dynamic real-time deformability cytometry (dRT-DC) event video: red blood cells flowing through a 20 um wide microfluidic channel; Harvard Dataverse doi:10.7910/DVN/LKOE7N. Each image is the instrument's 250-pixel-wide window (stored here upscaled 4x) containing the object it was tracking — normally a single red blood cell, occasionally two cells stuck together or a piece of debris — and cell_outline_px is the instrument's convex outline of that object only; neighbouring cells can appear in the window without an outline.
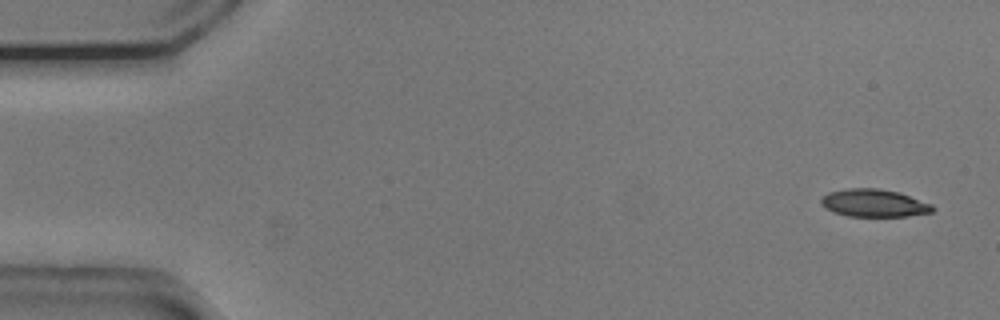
{"species": "common noctule bat (a hibernating species)", "species_latin": "Nyctalus noctula", "temperature_condition": "cold", "stored_images_in_passage": 53, "camera_frame_rate_fps": 3000, "um_per_image_px": 0.085, "animal": {"sex": "male", "body_mass_g": 20.5, "forearm_length_mm": 52.5}, "frame": {"image": 1, "passage_image": 2, "time_ms": 0.333, "image_size_px": [1000, 320], "cell_outline_px": [[936, 208], [932, 212], [908, 216], [848, 216], [832, 212], [824, 208], [820, 204], [820, 200], [828, 192], [848, 188], [880, 188], [900, 192], [932, 204]], "centroid_in_image_um": [74.29, 17.26], "position_along_channel_um": 10.7, "area_um2": 18.21}}
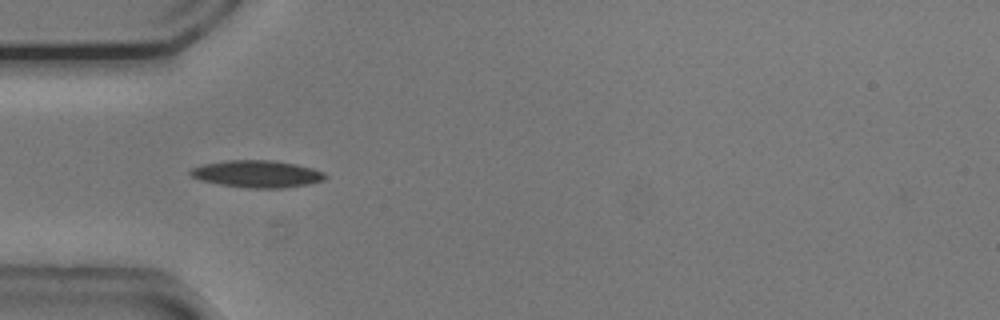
{"frame": {"image": 2, "passage_image": 16, "time_ms": 5.0, "image_size_px": [1000, 320], "cell_outline_px": [[328, 176], [324, 180], [308, 184], [284, 188], [248, 188], [220, 184], [200, 180], [192, 176], [188, 172], [192, 168], [204, 164], [228, 160], [272, 160], [296, 164], [312, 168], [324, 172]], "centroid_in_image_um": [21.88, 14.78], "position_along_channel_um": 63.1, "area_um2": 21.27}}
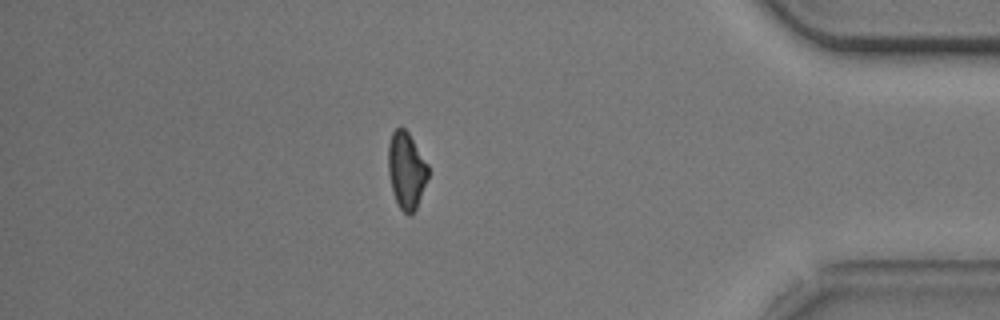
{"frame": {"image": 3, "passage_image": 46, "time_ms": 15.0, "image_size_px": [1000, 320], "cell_outline_px": [[428, 176], [416, 208], [408, 216], [400, 208], [396, 200], [392, 188], [388, 172], [388, 144], [392, 132], [396, 128], [404, 128], [408, 132], [428, 164]], "centroid_in_image_um": [34.53, 14.45], "position_along_channel_um": 400.7, "area_um2": 17.57}, "authors_computed_cell_mechanics": {"area_um2": 19.0162, "velocity_mm_per_s": 3.7607, "shape_relaxation_time_tau1_ms": 4.8992, "shape_relaxation_time_tau2_ms": null, "deformation_change_tau1": 0.1303, "deformation_change_tau2": null}}